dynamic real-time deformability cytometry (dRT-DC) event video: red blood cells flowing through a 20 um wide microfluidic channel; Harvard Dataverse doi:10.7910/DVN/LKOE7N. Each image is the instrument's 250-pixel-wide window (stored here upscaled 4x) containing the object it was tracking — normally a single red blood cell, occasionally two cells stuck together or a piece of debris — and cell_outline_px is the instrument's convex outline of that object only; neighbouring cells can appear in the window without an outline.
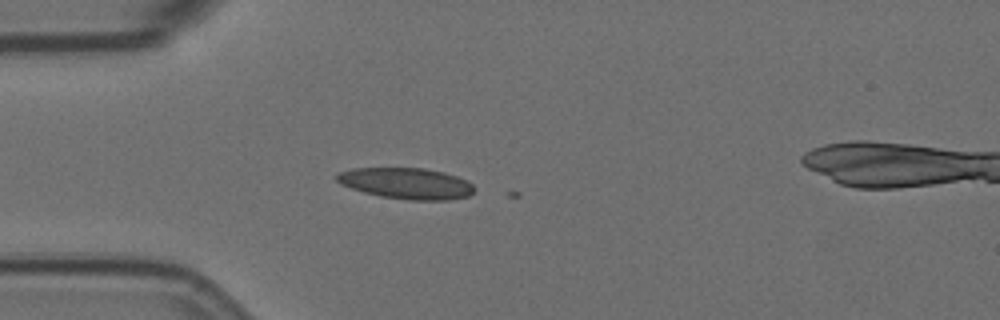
{"species": "Egyptian fruit bat (a non-hibernating species)", "species_latin": "Rousettus aegyptiacus", "temperature_condition": "room temperature", "stored_images_in_passage": 2, "camera_frame_rate_fps": 3000, "um_per_image_px": 0.085, "animal": {"sex": "female"}, "frame": {"image": 1, "passage_image": 1, "time_ms": 0.0, "image_size_px": [1000, 320], "cell_outline_px": [[476, 188], [468, 196], [448, 200], [408, 200], [380, 196], [364, 192], [340, 184], [332, 176], [336, 172], [352, 168], [424, 168], [444, 172], [468, 180]], "centroid_in_image_um": [34.51, 15.58], "position_along_channel_um": 50.5, "area_um2": 25.2}}